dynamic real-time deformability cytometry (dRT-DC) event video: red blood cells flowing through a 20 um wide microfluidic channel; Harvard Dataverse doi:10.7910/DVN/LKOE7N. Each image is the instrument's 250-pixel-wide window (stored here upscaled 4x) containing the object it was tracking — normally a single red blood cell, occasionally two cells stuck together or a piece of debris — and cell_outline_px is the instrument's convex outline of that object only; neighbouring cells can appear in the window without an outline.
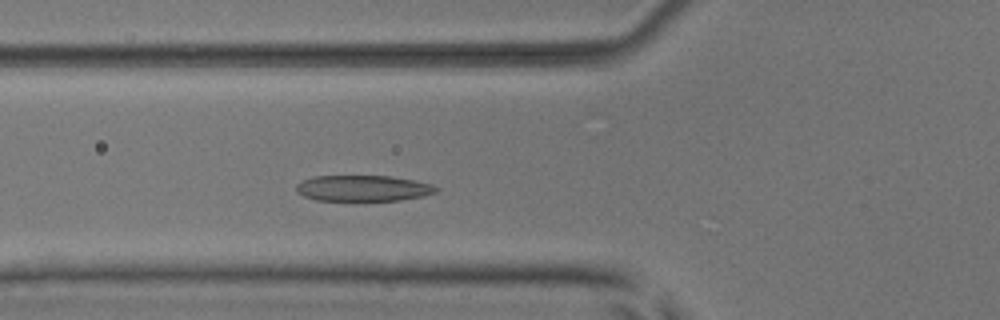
{"species": "common noctule bat (a hibernating species)", "species_latin": "Nyctalus noctula", "temperature_condition": "room temperature", "stored_images_in_passage": 49, "camera_frame_rate_fps": 3000, "um_per_image_px": 0.085, "animal": {"sex": "male", "body_mass_g": 17.9, "forearm_length_mm": 54.2}, "frame": {"image": 1, "passage_image": 15, "time_ms": 4.667, "image_size_px": [1000, 320], "cell_outline_px": [[440, 188], [436, 192], [424, 196], [400, 200], [316, 200], [304, 196], [296, 192], [296, 184], [300, 180], [312, 176], [392, 176], [432, 184]], "centroid_in_image_um": [30.84, 15.99], "position_along_channel_um": 95.0, "area_um2": 21.21}}
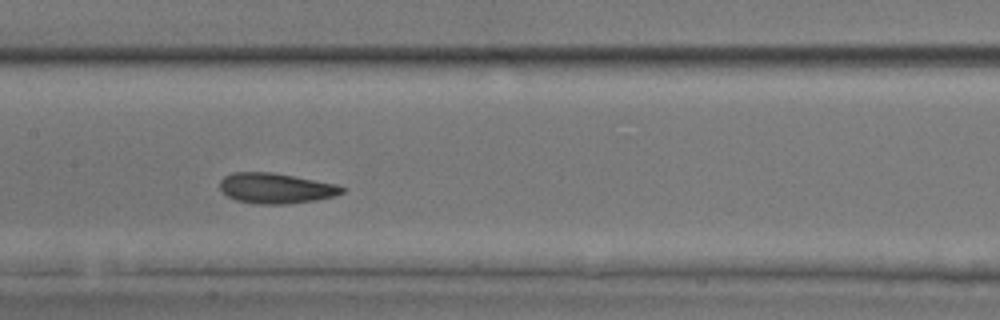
{"frame": {"image": 2, "passage_image": 22, "time_ms": 7.0, "image_size_px": [1000, 320], "cell_outline_px": [[348, 188], [344, 192], [336, 196], [316, 200], [284, 204], [260, 204], [236, 200], [228, 196], [220, 188], [220, 180], [224, 176], [232, 172], [272, 172], [336, 184]], "centroid_in_image_um": [23.47, 16.0], "position_along_channel_um": 183.9, "area_um2": 21.62}}
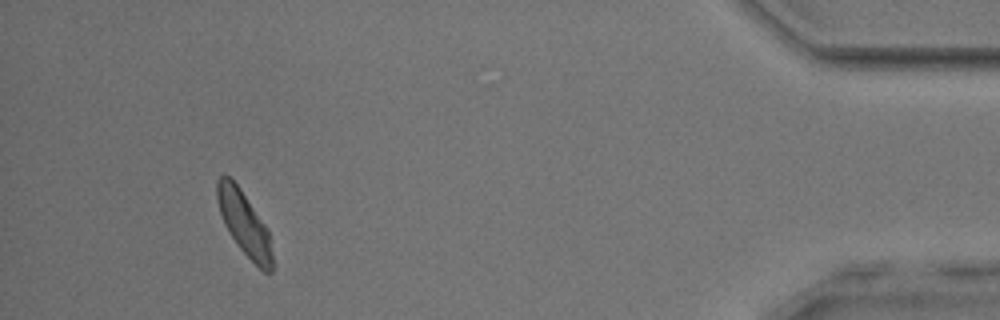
{"frame": {"image": 3, "passage_image": 45, "time_ms": 14.667, "image_size_px": [1000, 320], "cell_outline_px": [[272, 272], [264, 272], [236, 244], [228, 232], [224, 224], [220, 212], [216, 196], [216, 180], [224, 172], [240, 188], [268, 228], [272, 256]], "centroid_in_image_um": [20.74, 18.95], "position_along_channel_um": 414.5, "area_um2": 20.4}, "authors_computed_cell_mechanics": {"area_um2": 21.4438, "velocity_mm_per_s": 3.8282, "shape_relaxation_time_tau1_ms": 2.5376, "shape_relaxation_time_tau2_ms": 1.3199, "deformation_change_tau1": 0.1243, "deformation_change_tau2": 0.0743}}